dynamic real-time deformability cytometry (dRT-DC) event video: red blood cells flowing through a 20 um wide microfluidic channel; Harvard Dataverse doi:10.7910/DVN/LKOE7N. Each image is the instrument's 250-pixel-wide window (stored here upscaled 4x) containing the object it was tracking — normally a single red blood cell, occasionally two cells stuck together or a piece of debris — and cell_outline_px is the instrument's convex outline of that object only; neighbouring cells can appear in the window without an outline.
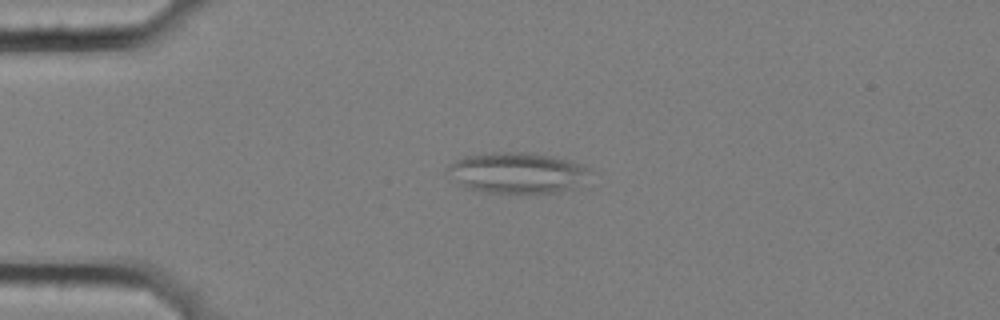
{"species": "common noctule bat (a hibernating species)", "species_latin": "Nyctalus noctula", "temperature_condition": "cold", "stored_images_in_passage": 6, "camera_frame_rate_fps": 3000, "um_per_image_px": 0.085, "animal": {"sex": "female", "body_mass_g": 25.1}, "frame": {"image": 1, "passage_image": 4, "time_ms": 1.0, "image_size_px": [1000, 320], "cell_outline_px": [[592, 172], [588, 188], [524, 196], [484, 192], [468, 188], [460, 184], [444, 172], [456, 160], [464, 156], [484, 152], [532, 152], [552, 156], [568, 160], [580, 164], [588, 168]], "centroid_in_image_um": [44.1, 14.74], "position_along_channel_um": 40.9, "area_um2": 35.78}}